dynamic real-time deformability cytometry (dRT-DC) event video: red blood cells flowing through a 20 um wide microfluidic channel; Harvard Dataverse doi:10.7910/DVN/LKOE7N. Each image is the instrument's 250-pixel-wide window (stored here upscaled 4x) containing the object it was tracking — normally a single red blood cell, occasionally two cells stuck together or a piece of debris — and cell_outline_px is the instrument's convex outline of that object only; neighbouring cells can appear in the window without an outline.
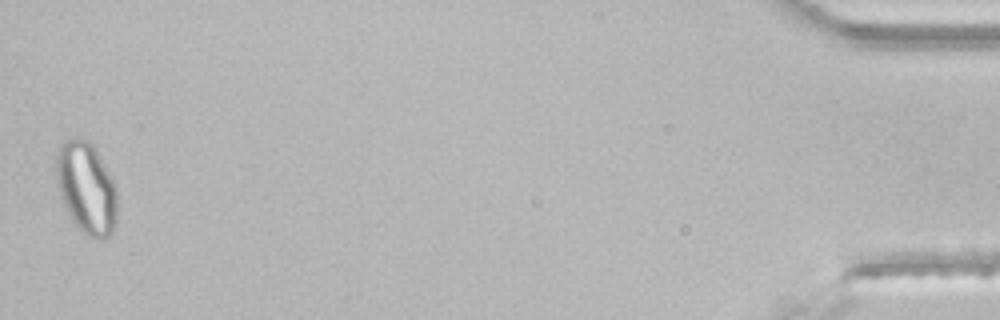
{"species": "common noctule bat (a hibernating species)", "species_latin": "Nyctalus noctula", "temperature_condition": "room temperature", "stored_images_in_passage": 40, "segment_of_instrument_passage": [2, 2], "camera_frame_rate_fps": 3000, "um_per_image_px": 0.085, "animal": {"sex": "male", "body_mass_g": 21.5, "forearm_length_mm": 52.0}, "frame": {"image": 1, "passage_image": 40, "time_ms": 13.0, "image_size_px": [1000, 320], "cell_outline_px": [[116, 224], [112, 232], [104, 240], [100, 240], [88, 236], [72, 220], [60, 196], [56, 176], [56, 148], [68, 136], [72, 136], [88, 140], [92, 144], [112, 176], [116, 188]], "centroid_in_image_um": [7.33, 15.93], "position_along_channel_um": 427.9, "area_um2": 32.89}}